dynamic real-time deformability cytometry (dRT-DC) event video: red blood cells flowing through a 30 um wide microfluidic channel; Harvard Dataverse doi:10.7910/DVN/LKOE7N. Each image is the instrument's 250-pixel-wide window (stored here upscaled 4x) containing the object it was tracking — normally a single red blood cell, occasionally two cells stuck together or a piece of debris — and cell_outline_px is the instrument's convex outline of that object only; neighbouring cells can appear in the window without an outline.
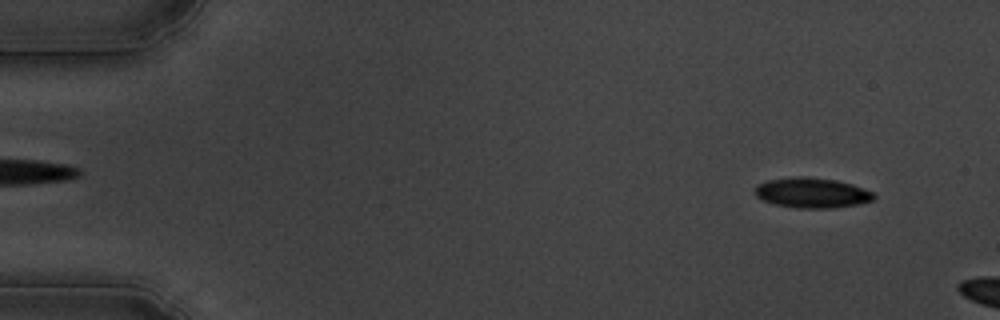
{"species": "common noctule bat (a hibernating species)", "species_latin": "Nyctalus noctula", "temperature_condition": "cold", "stored_images_in_passage": 5, "camera_frame_rate_fps": 3000, "um_per_image_px": 0.085, "animal": {"sex": "male", "body_mass_g": 19.5, "forearm_length_mm": 54.6}, "frame": {"image": 1, "passage_image": 1, "time_ms": 0.0, "image_size_px": [1000, 320], "cell_outline_px": [[876, 196], [872, 200], [856, 204], [832, 208], [796, 208], [776, 204], [764, 200], [756, 196], [752, 192], [756, 184], [768, 180], [796, 176], [804, 176], [836, 180], [852, 184], [872, 192]], "centroid_in_image_um": [68.96, 16.38], "position_along_channel_um": 16.0, "area_um2": 20.87}}